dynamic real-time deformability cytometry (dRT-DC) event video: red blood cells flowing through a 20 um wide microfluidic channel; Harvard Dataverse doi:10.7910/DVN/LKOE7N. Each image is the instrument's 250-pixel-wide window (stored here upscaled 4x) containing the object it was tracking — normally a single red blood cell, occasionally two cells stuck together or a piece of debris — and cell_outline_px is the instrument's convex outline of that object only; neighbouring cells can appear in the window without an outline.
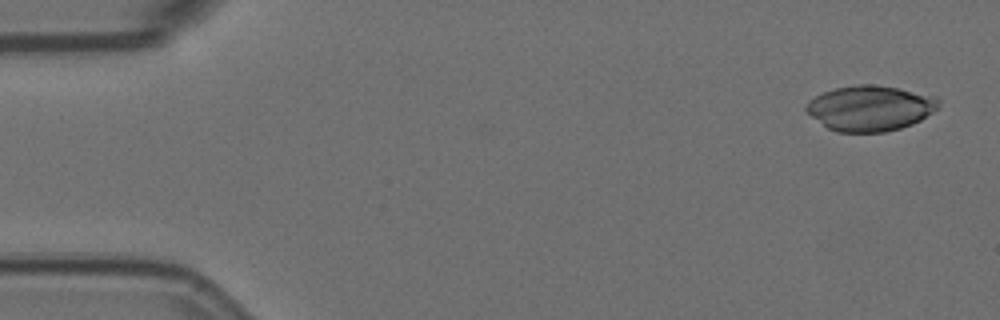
{"species": "Egyptian fruit bat (a non-hibernating species)", "species_latin": "Rousettus aegyptiacus", "temperature_condition": "room temperature", "stored_images_in_passage": 3, "camera_frame_rate_fps": 3000, "um_per_image_px": 0.085, "animal": {"sex": "female"}, "frame": {"image": 1, "passage_image": 1, "time_ms": 0.0, "image_size_px": [1000, 320], "cell_outline_px": [[940, 104], [932, 112], [920, 120], [912, 124], [900, 128], [884, 132], [836, 132], [828, 128], [812, 116], [804, 108], [804, 104], [808, 100], [824, 92], [836, 88], [856, 84], [872, 84], [896, 88], [936, 96], [940, 100]], "centroid_in_image_um": [73.95, 9.19], "position_along_channel_um": 11.1, "area_um2": 34.85}}